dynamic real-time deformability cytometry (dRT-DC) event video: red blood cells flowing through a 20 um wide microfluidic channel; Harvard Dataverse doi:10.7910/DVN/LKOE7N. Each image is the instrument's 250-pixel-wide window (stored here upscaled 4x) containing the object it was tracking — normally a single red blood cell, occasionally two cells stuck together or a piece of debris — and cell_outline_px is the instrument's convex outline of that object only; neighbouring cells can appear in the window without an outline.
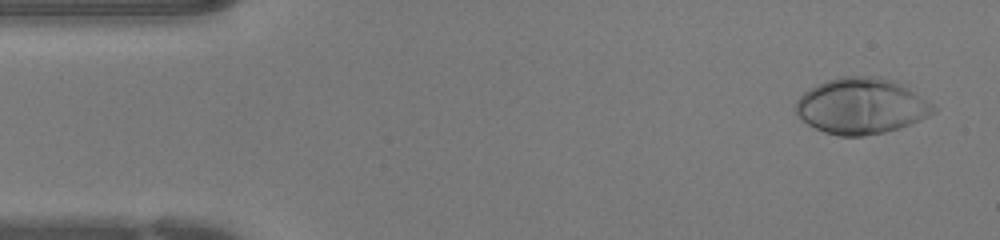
{"species": "human", "species_latin": "Homo sapiens", "temperature_condition": "warm", "stored_images_in_passage": 44, "camera_frame_rate_fps": 3000, "um_per_image_px": 0.085, "donor": {"sex": "female"}, "frame": {"image": 1, "passage_image": 2, "time_ms": 0.333, "image_size_px": [1000, 240], "cell_outline_px": [[936, 112], [920, 120], [900, 128], [884, 132], [864, 136], [840, 136], [824, 132], [800, 120], [796, 112], [796, 100], [804, 92], [828, 80], [840, 76], [880, 76], [892, 80], [908, 88], [928, 100], [936, 108]], "centroid_in_image_um": [73.22, 9.02], "position_along_channel_um": 11.8, "area_um2": 44.74}}
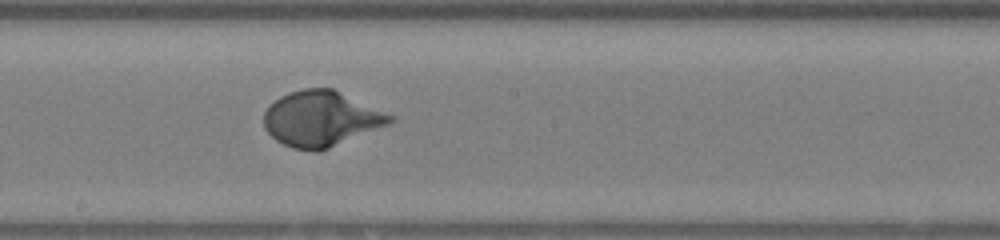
{"frame": {"image": 2, "passage_image": 23, "time_ms": 7.333, "image_size_px": [1000, 240], "cell_outline_px": [[396, 120], [388, 124], [328, 148], [316, 152], [312, 152], [292, 148], [276, 140], [264, 128], [264, 112], [280, 96], [288, 92], [304, 88], [332, 88], [396, 116]], "centroid_in_image_um": [27.29, 10.09], "position_along_channel_um": 220.9, "area_um2": 40.52}}
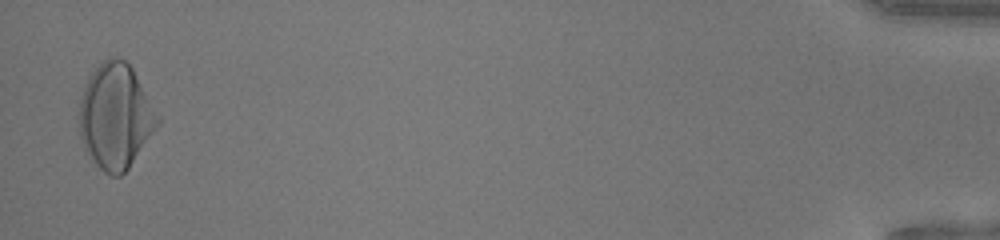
{"frame": {"image": 3, "passage_image": 43, "time_ms": 14.0, "image_size_px": [1000, 240], "cell_outline_px": [[160, 124], [128, 168], [120, 176], [112, 176], [104, 172], [96, 164], [84, 148], [80, 136], [80, 100], [84, 88], [92, 72], [108, 56], [116, 56], [124, 60], [132, 68], [160, 116]], "centroid_in_image_um": [9.84, 9.88], "position_along_channel_um": 425.4, "area_um2": 47.63}}